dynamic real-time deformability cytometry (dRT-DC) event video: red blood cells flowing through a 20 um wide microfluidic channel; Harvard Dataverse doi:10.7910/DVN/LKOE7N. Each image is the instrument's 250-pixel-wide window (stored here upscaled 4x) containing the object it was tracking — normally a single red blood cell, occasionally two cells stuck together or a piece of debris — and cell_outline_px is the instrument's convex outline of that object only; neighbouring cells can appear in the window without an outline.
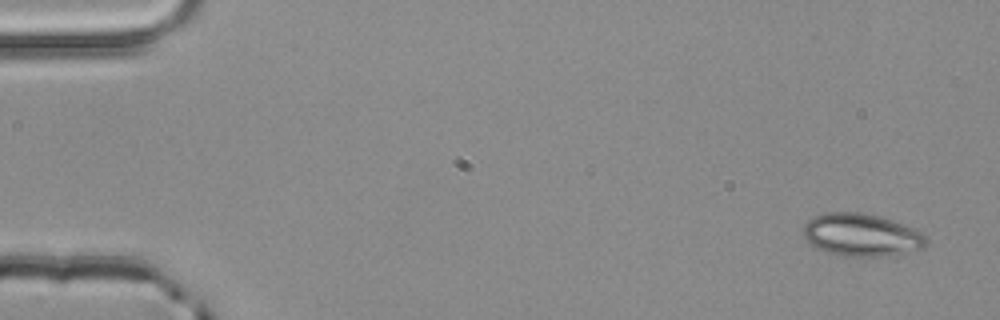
{"species": "common noctule bat (a hibernating species)", "species_latin": "Nyctalus noctula", "temperature_condition": "room temperature", "stored_images_in_passage": 5, "camera_frame_rate_fps": 3000, "um_per_image_px": 0.085, "animal": {"sex": "male", "body_mass_g": 20.4}, "frame": {"image": 1, "passage_image": 1, "time_ms": 0.0, "image_size_px": [1000, 320], "cell_outline_px": [[928, 244], [924, 248], [904, 252], [880, 256], [844, 256], [828, 252], [816, 248], [804, 236], [804, 224], [812, 216], [824, 212], [860, 212], [892, 220], [912, 228], [928, 236]], "centroid_in_image_um": [73.22, 19.96], "position_along_channel_um": 11.8, "area_um2": 30.35}}